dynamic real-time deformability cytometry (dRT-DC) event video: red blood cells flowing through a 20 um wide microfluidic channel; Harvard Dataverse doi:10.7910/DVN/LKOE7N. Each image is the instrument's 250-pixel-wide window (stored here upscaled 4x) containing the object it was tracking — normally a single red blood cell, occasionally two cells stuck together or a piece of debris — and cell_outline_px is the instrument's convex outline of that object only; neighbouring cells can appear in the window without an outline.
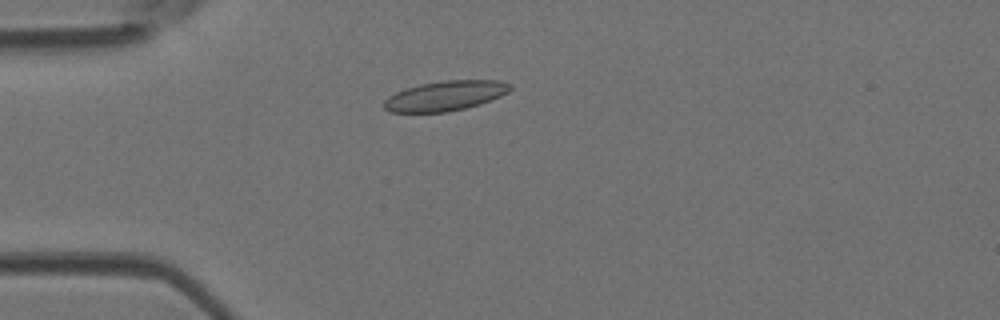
{"species": "Egyptian fruit bat (a non-hibernating species)", "species_latin": "Rousettus aegyptiacus", "temperature_condition": "room temperature", "stored_images_in_passage": 5, "camera_frame_rate_fps": 3000, "um_per_image_px": 0.085, "animal": {"sex": "female"}, "frame": {"image": 1, "passage_image": 3, "time_ms": 0.667, "image_size_px": [1000, 320], "cell_outline_px": [[512, 88], [508, 92], [500, 96], [480, 104], [448, 112], [392, 112], [384, 108], [384, 100], [388, 96], [396, 92], [420, 84], [444, 80], [500, 80], [512, 84]], "centroid_in_image_um": [37.88, 8.13], "position_along_channel_um": 47.1, "area_um2": 21.91}}
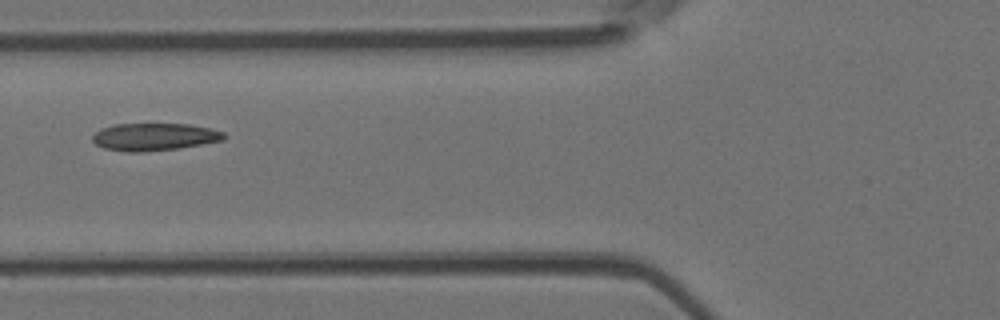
{"frame": {"image": 2, "passage_image": 5, "time_ms": 1.333, "image_size_px": [1000, 320], "cell_outline_px": [[228, 136], [224, 140], [204, 144], [180, 148], [144, 152], [128, 152], [104, 148], [96, 144], [92, 140], [92, 136], [100, 128], [112, 124], [188, 124], [212, 128], [224, 132]], "centroid_in_image_um": [13.15, 11.63], "position_along_channel_um": 112.7, "area_um2": 21.33}}